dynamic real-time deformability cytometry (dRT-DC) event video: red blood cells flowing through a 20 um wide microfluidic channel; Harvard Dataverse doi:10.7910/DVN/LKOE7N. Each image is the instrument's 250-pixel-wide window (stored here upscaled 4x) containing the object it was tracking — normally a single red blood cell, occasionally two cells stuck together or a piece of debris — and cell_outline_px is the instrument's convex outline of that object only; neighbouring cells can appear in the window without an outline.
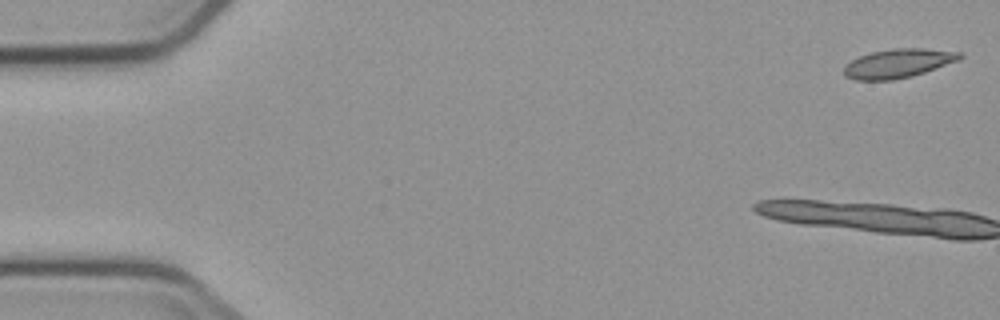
{"species": "common noctule bat (a hibernating species)", "species_latin": "Nyctalus noctula", "temperature_condition": "cold", "stored_images_in_passage": 5, "camera_frame_rate_fps": 3000, "um_per_image_px": 0.085, "animal": {"sex": "male", "body_mass_g": 23.1, "forearm_length_mm": 52.7}, "frame": {"image": 1, "passage_image": 1, "time_ms": 0.0, "image_size_px": [1000, 320], "cell_outline_px": [[964, 56], [960, 60], [912, 76], [892, 80], [856, 80], [844, 76], [844, 68], [852, 60], [860, 56], [872, 52], [892, 48], [924, 48], [960, 52]], "centroid_in_image_um": [76.37, 5.38], "position_along_channel_um": 8.6, "area_um2": 19.48}}